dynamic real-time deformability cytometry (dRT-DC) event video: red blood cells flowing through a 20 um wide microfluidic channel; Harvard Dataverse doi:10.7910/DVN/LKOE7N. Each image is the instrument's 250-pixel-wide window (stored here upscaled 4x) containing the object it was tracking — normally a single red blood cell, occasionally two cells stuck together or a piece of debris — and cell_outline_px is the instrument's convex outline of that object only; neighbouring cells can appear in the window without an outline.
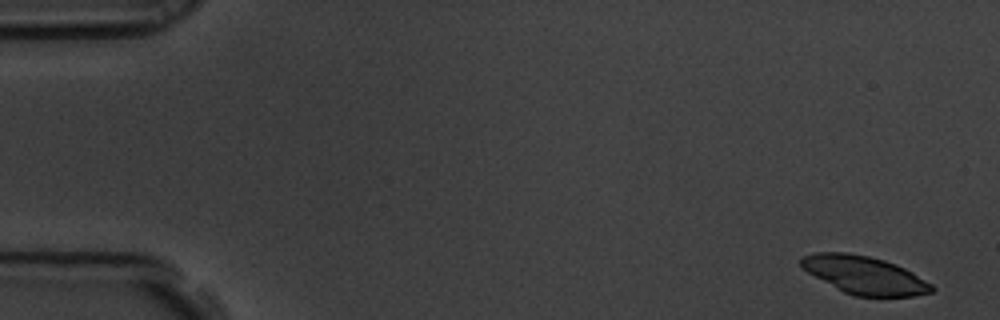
{"species": "common noctule bat (a hibernating species)", "species_latin": "Nyctalus noctula", "temperature_condition": "room temperature", "stored_images_in_passage": 5, "camera_frame_rate_fps": 3000, "um_per_image_px": 0.085, "animal": {"sex": "male", "body_mass_g": 19.5, "forearm_length_mm": 54.6}, "frame": {"image": 1, "passage_image": 1, "time_ms": 0.0, "image_size_px": [1000, 320], "cell_outline_px": [[936, 288], [932, 292], [912, 296], [856, 296], [844, 292], [836, 288], [808, 272], [800, 264], [800, 256], [816, 252], [848, 252], [868, 256], [884, 260], [896, 264], [912, 272], [932, 284]], "centroid_in_image_um": [73.48, 23.37], "position_along_channel_um": 11.5, "area_um2": 28.73}}